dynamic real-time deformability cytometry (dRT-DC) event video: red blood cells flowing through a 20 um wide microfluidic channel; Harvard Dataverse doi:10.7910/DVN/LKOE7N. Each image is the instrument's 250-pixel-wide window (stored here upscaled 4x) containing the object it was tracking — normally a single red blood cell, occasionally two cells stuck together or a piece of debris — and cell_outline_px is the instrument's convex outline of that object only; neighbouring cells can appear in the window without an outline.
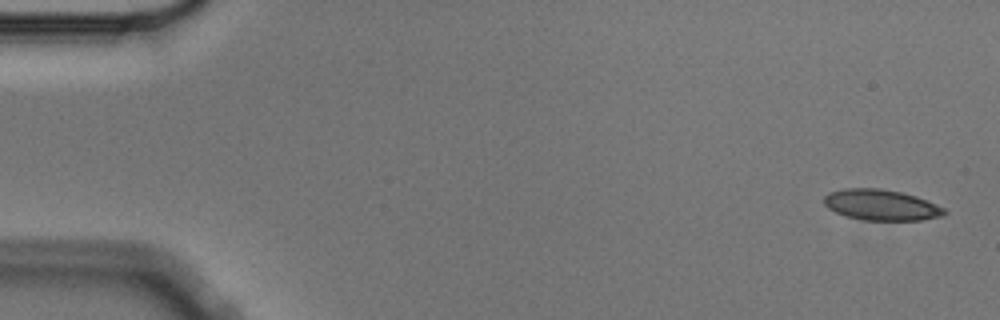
{"species": "Egyptian fruit bat (a non-hibernating species)", "species_latin": "Rousettus aegyptiacus", "temperature_condition": "cold", "stored_images_in_passage": 5, "camera_frame_rate_fps": 3000, "um_per_image_px": 0.085, "animal": {"sex": "male"}, "frame": {"image": 1, "passage_image": 1, "time_ms": 0.0, "image_size_px": [1000, 320], "cell_outline_px": [[948, 212], [944, 216], [924, 220], [864, 220], [844, 216], [828, 208], [824, 204], [824, 196], [828, 192], [844, 188], [880, 188], [900, 192], [916, 196], [936, 204], [944, 208]], "centroid_in_image_um": [74.9, 17.42], "position_along_channel_um": 10.1, "area_um2": 21.79}}